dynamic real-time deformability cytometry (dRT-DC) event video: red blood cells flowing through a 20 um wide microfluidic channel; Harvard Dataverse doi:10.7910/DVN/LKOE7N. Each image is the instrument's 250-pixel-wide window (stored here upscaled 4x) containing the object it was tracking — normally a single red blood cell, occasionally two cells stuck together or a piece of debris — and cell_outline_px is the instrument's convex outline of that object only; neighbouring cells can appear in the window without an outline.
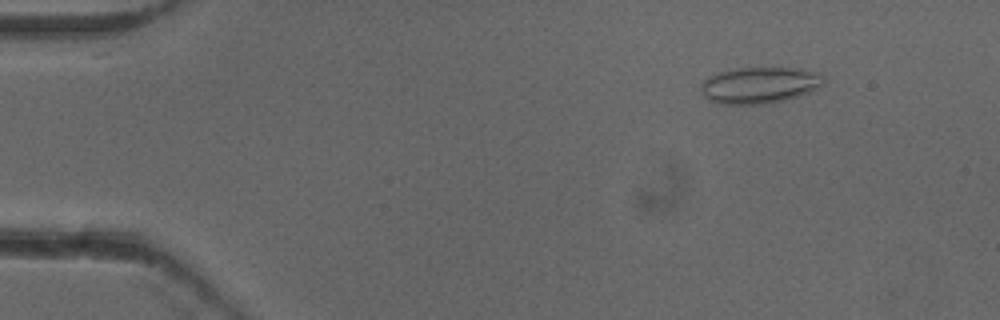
{"species": "common noctule bat (a hibernating species)", "species_latin": "Nyctalus noctula", "temperature_condition": "cold", "stored_images_in_passage": 53, "camera_frame_rate_fps": 3000, "um_per_image_px": 0.085, "animal": {"sex": "female"}, "frame": {"image": 1, "passage_image": 7, "time_ms": 2.0, "image_size_px": [1000, 320], "cell_outline_px": [[824, 84], [808, 92], [784, 100], [764, 104], [716, 104], [708, 100], [704, 96], [700, 88], [700, 84], [708, 76], [720, 72], [736, 68], [800, 68], [820, 72], [824, 76]], "centroid_in_image_um": [64.54, 7.23], "position_along_channel_um": 20.5, "area_um2": 26.18}}
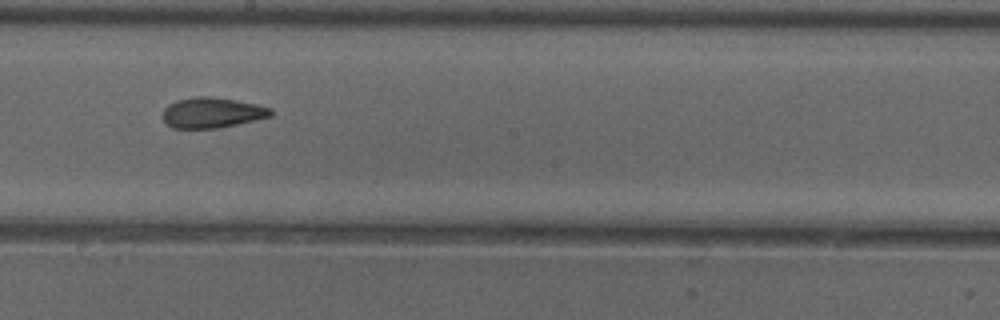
{"frame": {"image": 2, "passage_image": 30, "time_ms": 9.667, "image_size_px": [1000, 320], "cell_outline_px": [[276, 112], [272, 116], [220, 128], [172, 128], [164, 120], [164, 108], [168, 104], [176, 100], [196, 96], [208, 96], [236, 100], [256, 104], [272, 108]], "centroid_in_image_um": [18.06, 9.57], "position_along_channel_um": 230.1, "area_um2": 19.25}}
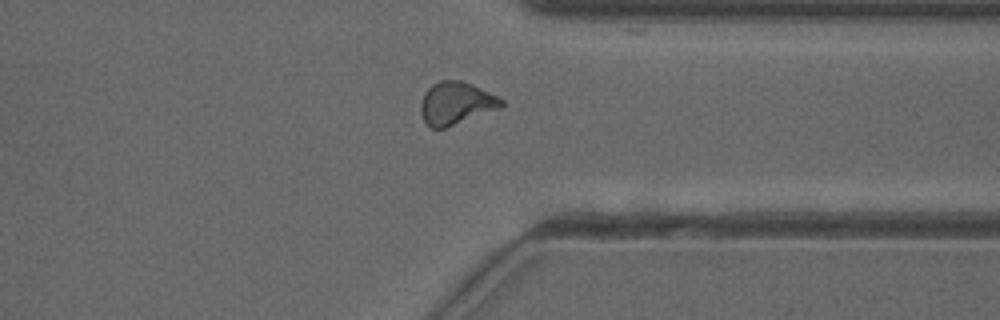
{"frame": {"image": 3, "passage_image": 41, "time_ms": 13.333, "image_size_px": [1000, 320], "cell_outline_px": [[504, 104], [500, 108], [444, 128], [428, 128], [424, 124], [420, 112], [420, 104], [424, 92], [432, 84], [440, 80], [460, 80], [472, 84], [504, 100]], "centroid_in_image_um": [38.71, 8.78], "position_along_channel_um": 372.7, "area_um2": 20.06}, "authors_computed_cell_mechanics": {"area_um2": 19.4786, "velocity_mm_per_s": 3.9579, "shape_relaxation_time_tau1_ms": 4.8015, "shape_relaxation_time_tau2_ms": 2.3933, "deformation_change_tau1": 0.1176, "deformation_change_tau2": 0.0866}}